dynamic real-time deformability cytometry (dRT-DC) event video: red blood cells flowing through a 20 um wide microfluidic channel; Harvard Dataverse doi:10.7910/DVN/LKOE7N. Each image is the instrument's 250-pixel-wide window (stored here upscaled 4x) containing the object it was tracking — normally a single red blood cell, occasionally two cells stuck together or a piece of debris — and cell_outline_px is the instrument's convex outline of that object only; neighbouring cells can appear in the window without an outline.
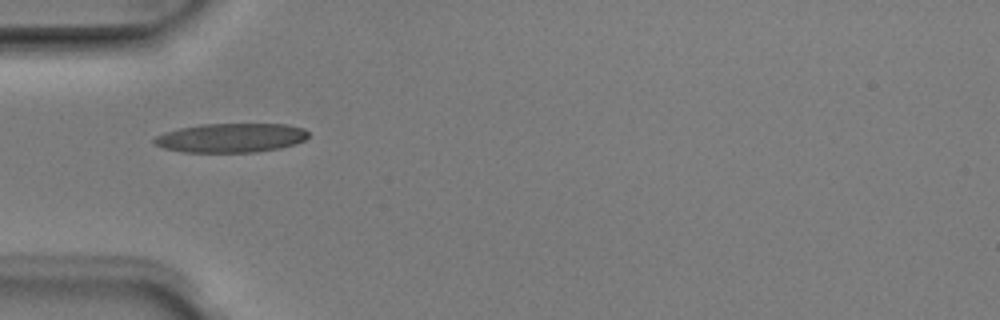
{"species": "Egyptian fruit bat (a non-hibernating species)", "species_latin": "Rousettus aegyptiacus", "temperature_condition": "room temperature", "stored_images_in_passage": 2, "camera_frame_rate_fps": 3000, "um_per_image_px": 0.085, "animal": {"sex": "male"}, "frame": {"image": 1, "passage_image": 1, "time_ms": 0.0, "image_size_px": [1000, 320], "cell_outline_px": [[308, 136], [304, 140], [296, 144], [280, 148], [256, 152], [184, 152], [164, 148], [156, 144], [152, 140], [156, 136], [164, 132], [180, 128], [200, 124], [288, 124], [304, 128], [308, 132]], "centroid_in_image_um": [19.66, 11.71], "position_along_channel_um": 65.3, "area_um2": 26.24}}
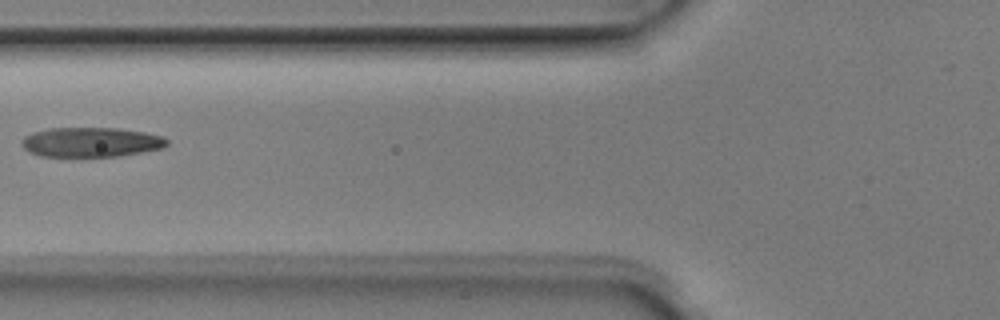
{"frame": {"image": 2, "passage_image": 2, "time_ms": 0.333, "image_size_px": [1000, 320], "cell_outline_px": [[168, 144], [164, 148], [120, 156], [40, 156], [28, 152], [24, 148], [24, 136], [32, 132], [48, 128], [116, 128], [144, 132], [160, 136], [168, 140]], "centroid_in_image_um": [7.74, 12.08], "position_along_channel_um": 118.1, "area_um2": 24.97}}